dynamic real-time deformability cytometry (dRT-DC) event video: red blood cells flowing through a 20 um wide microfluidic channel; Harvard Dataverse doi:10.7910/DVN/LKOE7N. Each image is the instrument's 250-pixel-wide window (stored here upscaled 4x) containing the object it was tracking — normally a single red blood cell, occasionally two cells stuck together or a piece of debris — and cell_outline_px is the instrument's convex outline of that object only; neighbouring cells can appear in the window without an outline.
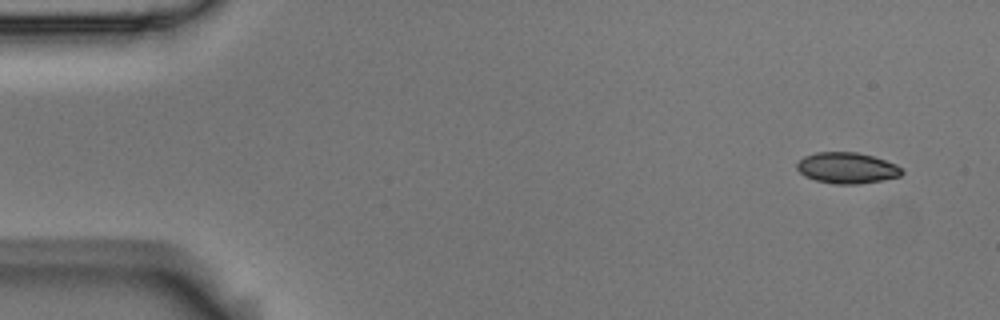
{"species": "Egyptian fruit bat (a non-hibernating species)", "species_latin": "Rousettus aegyptiacus", "temperature_condition": "room temperature", "stored_images_in_passage": 14, "camera_frame_rate_fps": 3000, "um_per_image_px": 0.085, "animal": {"sex": "male"}, "frame": {"image": 1, "passage_image": 1, "time_ms": 0.0, "image_size_px": [1000, 320], "cell_outline_px": [[904, 172], [900, 176], [880, 180], [856, 184], [836, 184], [816, 180], [804, 176], [796, 168], [796, 164], [804, 156], [816, 152], [856, 152], [872, 156], [896, 164]], "centroid_in_image_um": [71.96, 14.27], "position_along_channel_um": 13.0, "area_um2": 18.79}}
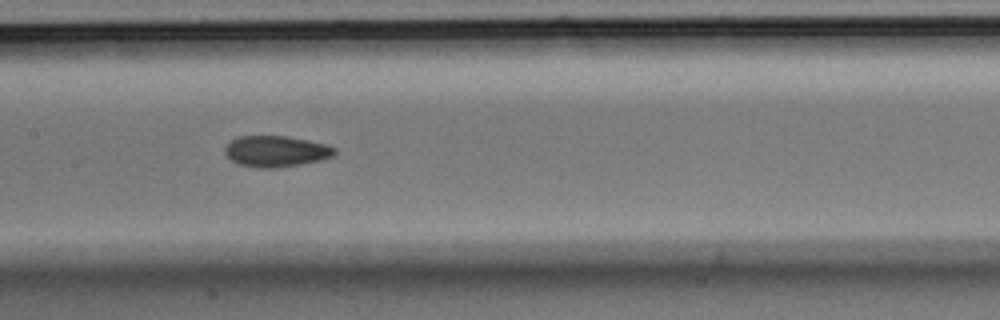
{"frame": {"image": 2, "passage_image": 7, "time_ms": 2.0, "image_size_px": [1000, 320], "cell_outline_px": [[336, 152], [332, 156], [320, 160], [300, 164], [276, 168], [256, 168], [236, 164], [224, 152], [224, 148], [236, 136], [288, 136], [328, 144], [336, 148]], "centroid_in_image_um": [23.45, 12.86], "position_along_channel_um": 183.9, "area_um2": 20.0}}
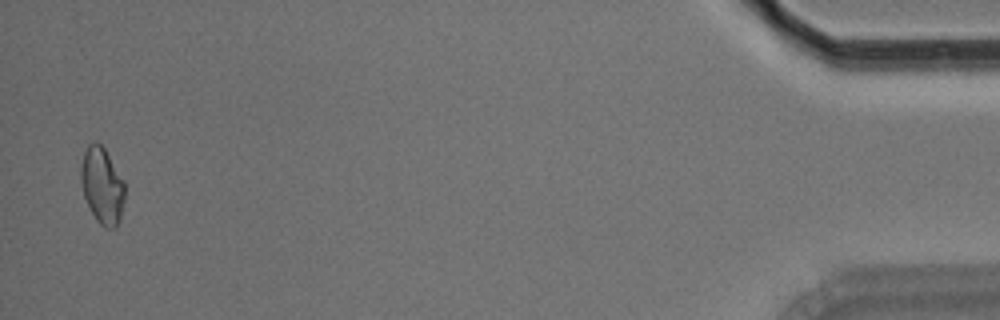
{"frame": {"image": 3, "passage_image": 14, "time_ms": 4.333, "image_size_px": [1000, 320], "cell_outline_px": [[124, 200], [120, 216], [116, 228], [104, 228], [96, 220], [84, 196], [80, 180], [80, 168], [84, 152], [88, 144], [96, 140], [104, 148], [124, 180]], "centroid_in_image_um": [8.67, 15.76], "position_along_channel_um": 426.5, "area_um2": 19.48}}